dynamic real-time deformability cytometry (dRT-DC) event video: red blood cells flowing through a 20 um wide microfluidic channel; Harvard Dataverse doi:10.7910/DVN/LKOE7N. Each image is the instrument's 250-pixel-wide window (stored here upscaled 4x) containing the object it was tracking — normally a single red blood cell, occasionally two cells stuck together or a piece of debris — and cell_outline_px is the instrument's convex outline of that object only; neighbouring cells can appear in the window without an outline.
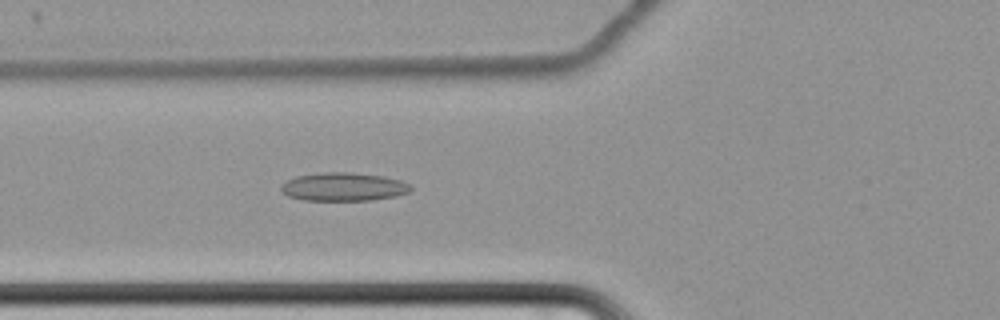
{"species": "common noctule bat (a hibernating species)", "species_latin": "Nyctalus noctula", "temperature_condition": "cold", "stored_images_in_passage": 60, "camera_frame_rate_fps": 3000, "um_per_image_px": 0.085, "animal": {"sex": "female", "body_mass_g": 22.7, "forearm_length_mm": 54.2}, "frame": {"image": 1, "passage_image": 23, "time_ms": 7.333, "image_size_px": [1000, 320], "cell_outline_px": [[412, 188], [408, 192], [396, 196], [372, 200], [304, 200], [288, 196], [280, 192], [280, 188], [288, 180], [296, 176], [320, 172], [352, 172], [384, 176], [400, 180], [408, 184]], "centroid_in_image_um": [29.19, 15.87], "position_along_channel_um": 96.6, "area_um2": 21.44}}
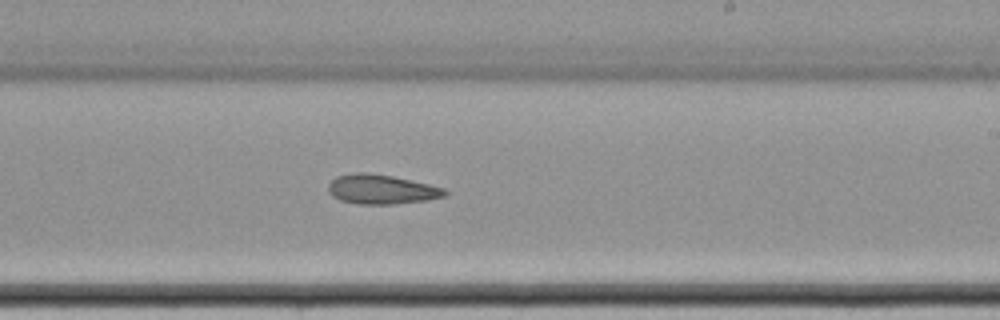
{"frame": {"image": 2, "passage_image": 37, "time_ms": 12.0, "image_size_px": [1000, 320], "cell_outline_px": [[448, 192], [444, 196], [428, 200], [396, 204], [356, 204], [340, 200], [332, 196], [328, 192], [328, 184], [336, 176], [356, 172], [364, 172], [392, 176], [428, 184], [444, 188]], "centroid_in_image_um": [32.39, 16.1], "position_along_channel_um": 256.6, "area_um2": 20.06}}
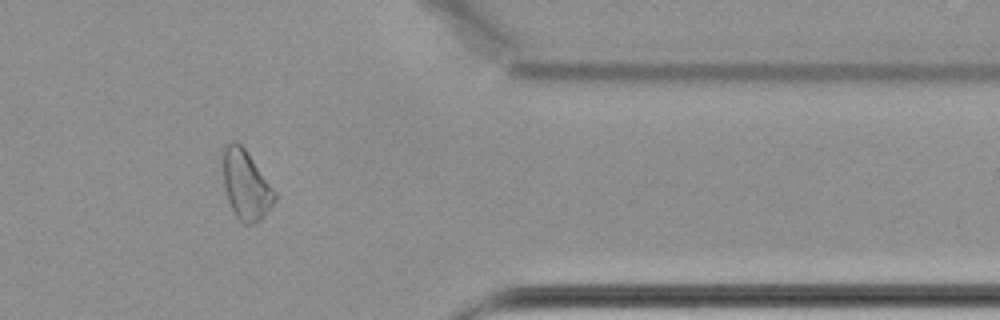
{"frame": {"image": 3, "passage_image": 50, "time_ms": 16.333, "image_size_px": [1000, 320], "cell_outline_px": [[276, 200], [264, 216], [256, 224], [244, 224], [236, 216], [228, 200], [224, 184], [224, 144], [232, 140], [236, 140], [244, 148], [276, 192]], "centroid_in_image_um": [20.91, 15.73], "position_along_channel_um": 390.5, "area_um2": 20.58}, "authors_computed_cell_mechanics": {"area_um2": 21.7617, "velocity_mm_per_s": 3.4341, "shape_relaxation_time_tau1_ms": null, "shape_relaxation_time_tau2_ms": 9.5633, "deformation_change_tau1": null, "deformation_change_tau2": 0.1558}}